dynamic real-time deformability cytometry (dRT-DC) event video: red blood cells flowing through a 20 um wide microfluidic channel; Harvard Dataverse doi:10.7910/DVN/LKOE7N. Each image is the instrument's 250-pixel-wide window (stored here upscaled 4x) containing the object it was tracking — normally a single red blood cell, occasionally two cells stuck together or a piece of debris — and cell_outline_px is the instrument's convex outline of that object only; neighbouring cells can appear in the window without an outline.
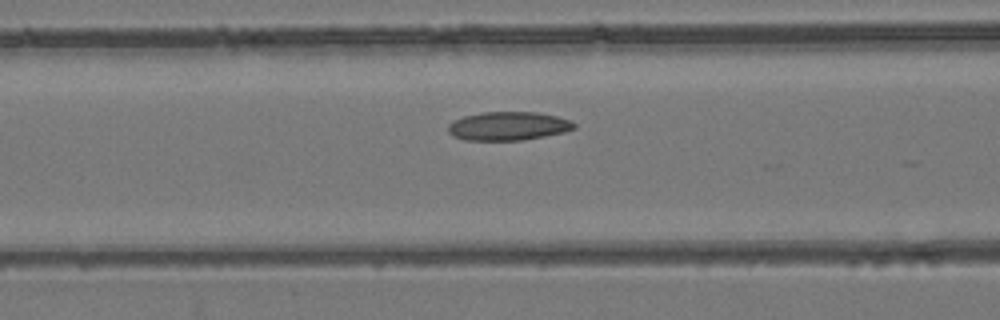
{"species": "common noctule bat (a hibernating species)", "species_latin": "Nyctalus noctula", "temperature_condition": "room temperature", "stored_images_in_passage": 24, "camera_frame_rate_fps": 3000, "um_per_image_px": 0.085, "animal": {"sex": "female", "body_mass_g": 24.6, "forearm_length_mm": 56.2}, "frame": {"image": 1, "passage_image": 17, "time_ms": 5.333, "image_size_px": [1000, 320], "cell_outline_px": [[576, 128], [564, 132], [524, 140], [464, 140], [452, 136], [448, 132], [448, 124], [464, 116], [484, 112], [536, 112], [556, 116], [572, 120], [576, 124]], "centroid_in_image_um": [43.22, 10.72], "position_along_channel_um": 123.4, "area_um2": 21.04}}
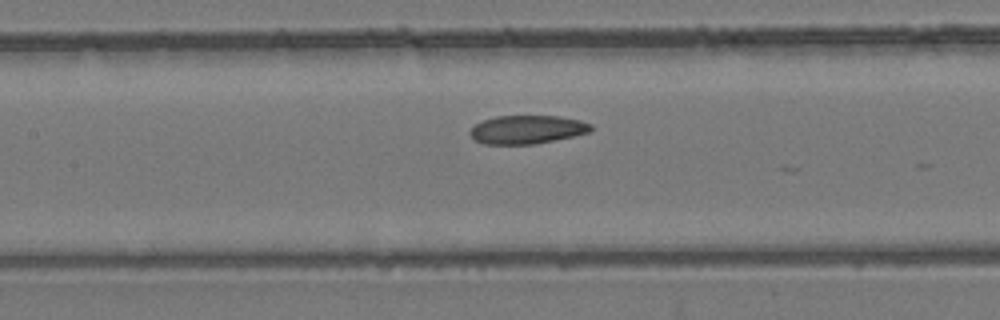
{"frame": {"image": 2, "passage_image": 20, "time_ms": 6.333, "image_size_px": [1000, 320], "cell_outline_px": [[592, 132], [532, 144], [484, 144], [476, 140], [468, 132], [476, 124], [484, 120], [496, 116], [560, 116], [580, 120], [592, 124]], "centroid_in_image_um": [44.82, 11.0], "position_along_channel_um": 162.6, "area_um2": 19.88}}
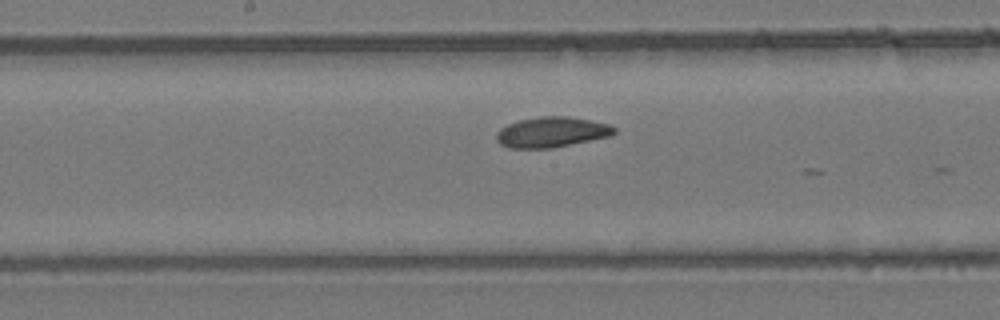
{"frame": {"image": 3, "passage_image": 23, "time_ms": 7.333, "image_size_px": [1000, 320], "cell_outline_px": [[616, 132], [612, 136], [552, 148], [508, 148], [500, 144], [496, 140], [496, 132], [500, 128], [508, 124], [520, 120], [540, 116], [568, 116], [592, 120], [608, 124], [616, 128]], "centroid_in_image_um": [46.9, 11.23], "position_along_channel_um": 201.3, "area_um2": 21.04}}